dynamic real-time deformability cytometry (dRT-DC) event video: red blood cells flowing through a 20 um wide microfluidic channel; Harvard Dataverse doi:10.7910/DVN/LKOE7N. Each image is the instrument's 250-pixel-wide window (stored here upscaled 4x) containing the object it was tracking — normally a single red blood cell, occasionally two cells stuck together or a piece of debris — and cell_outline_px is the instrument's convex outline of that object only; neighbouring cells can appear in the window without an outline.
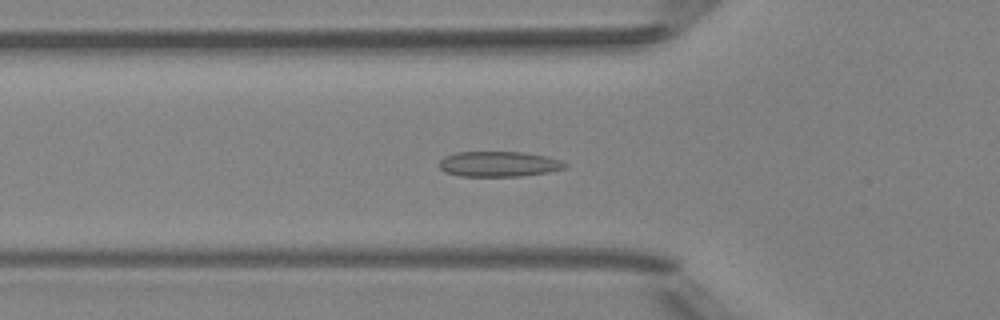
{"species": "Egyptian fruit bat (a non-hibernating species)", "species_latin": "Rousettus aegyptiacus", "temperature_condition": "room temperature", "stored_images_in_passage": 51, "camera_frame_rate_fps": 3000, "um_per_image_px": 0.085, "animal": {"sex": "female"}, "frame": {"image": 1, "passage_image": 18, "time_ms": 5.667, "image_size_px": [1000, 320], "cell_outline_px": [[568, 164], [564, 168], [548, 172], [520, 176], [460, 176], [444, 172], [440, 168], [440, 160], [444, 156], [456, 152], [520, 152], [548, 156], [560, 160]], "centroid_in_image_um": [42.38, 13.94], "position_along_channel_um": 83.4, "area_um2": 18.55}}
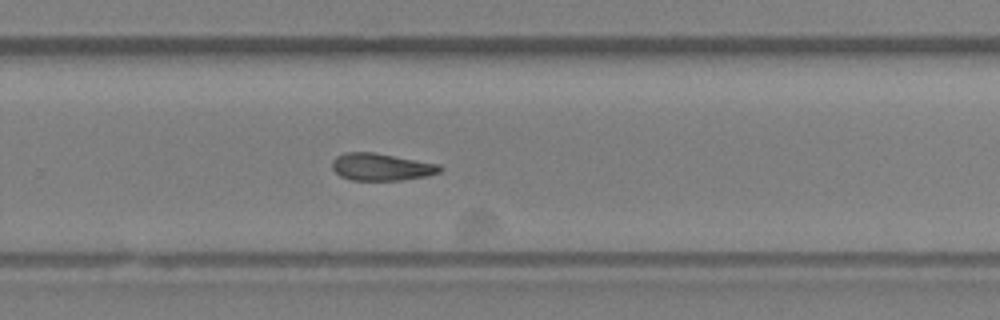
{"frame": {"image": 2, "passage_image": 34, "time_ms": 11.0, "image_size_px": [1000, 320], "cell_outline_px": [[444, 168], [440, 172], [428, 176], [404, 180], [352, 180], [340, 176], [332, 168], [332, 160], [336, 156], [344, 152], [372, 152], [440, 164]], "centroid_in_image_um": [32.43, 14.19], "position_along_channel_um": 297.4, "area_um2": 17.22}}
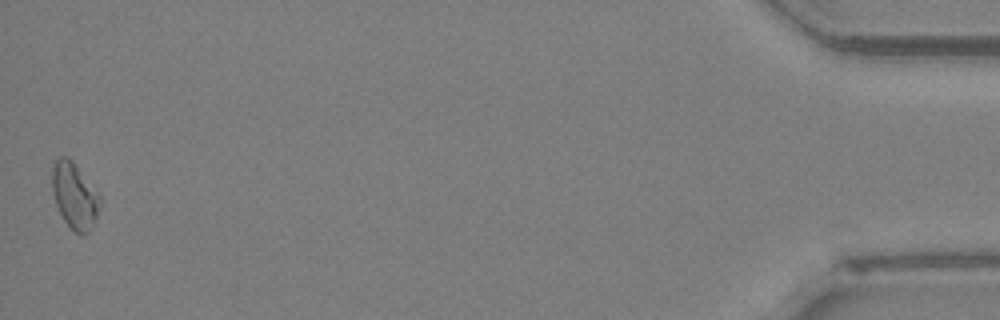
{"frame": {"image": 3, "passage_image": 51, "time_ms": 16.667, "image_size_px": [1000, 320], "cell_outline_px": [[100, 204], [92, 228], [84, 236], [80, 236], [64, 220], [56, 204], [52, 192], [52, 168], [56, 160], [60, 156], [68, 156], [72, 160], [100, 196]], "centroid_in_image_um": [6.33, 16.64], "position_along_channel_um": 428.9, "area_um2": 18.15}, "authors_computed_cell_mechanics": {"area_um2": 17.918, "velocity_mm_per_s": 4.0149, "shape_relaxation_time_tau1_ms": 7.9563, "shape_relaxation_time_tau2_ms": 5.4612, "deformation_change_tau1": 0.1365, "deformation_change_tau2": 0.1162}}